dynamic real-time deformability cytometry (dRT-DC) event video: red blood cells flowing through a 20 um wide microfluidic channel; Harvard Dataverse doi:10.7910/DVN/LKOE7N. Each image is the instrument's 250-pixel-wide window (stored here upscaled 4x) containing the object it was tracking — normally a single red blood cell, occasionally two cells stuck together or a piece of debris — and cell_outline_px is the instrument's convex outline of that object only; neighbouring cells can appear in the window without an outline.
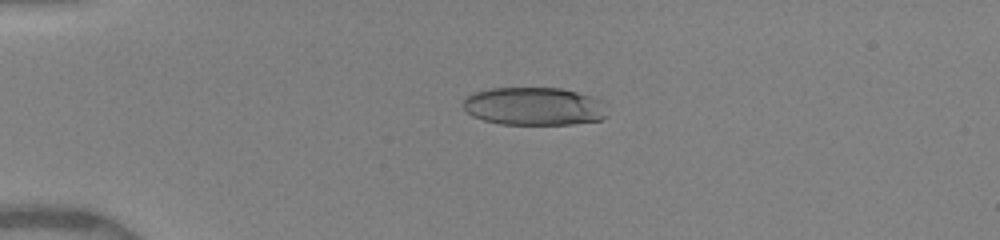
{"species": "human", "species_latin": "Homo sapiens", "temperature_condition": "warm", "stored_images_in_passage": 8, "camera_frame_rate_fps": 3000, "um_per_image_px": 0.085, "donor": {"sex": "female"}, "frame": {"image": 1, "passage_image": 7, "time_ms": 4.0, "image_size_px": [1000, 240], "cell_outline_px": [[608, 116], [600, 120], [572, 124], [500, 124], [484, 120], [472, 116], [464, 108], [464, 100], [468, 96], [476, 92], [492, 88], [560, 88], [592, 96], [608, 104]], "centroid_in_image_um": [45.47, 9.04], "position_along_channel_um": 39.5, "area_um2": 32.08}}